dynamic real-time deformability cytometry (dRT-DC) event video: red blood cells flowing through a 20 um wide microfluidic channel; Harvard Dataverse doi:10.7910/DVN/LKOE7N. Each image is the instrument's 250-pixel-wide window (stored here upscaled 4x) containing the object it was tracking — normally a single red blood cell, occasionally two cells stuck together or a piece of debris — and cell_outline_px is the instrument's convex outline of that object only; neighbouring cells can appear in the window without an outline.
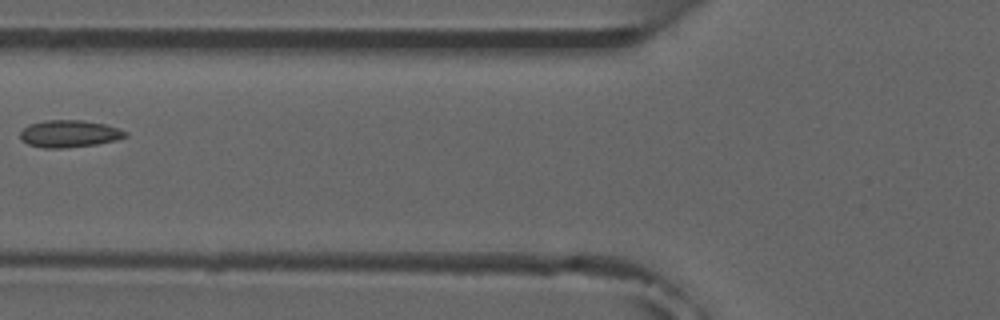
{"species": "common noctule bat (a hibernating species)", "species_latin": "Nyctalus noctula", "temperature_condition": "room temperature", "stored_images_in_passage": 6, "camera_frame_rate_fps": 3000, "um_per_image_px": 0.085, "animal": {"sex": "male", "forearm_length_mm": 52.5}, "frame": {"image": 1, "passage_image": 5, "time_ms": 4.667, "image_size_px": [1000, 320], "cell_outline_px": [[128, 136], [116, 140], [96, 144], [64, 148], [44, 148], [28, 144], [20, 140], [20, 132], [28, 124], [44, 120], [80, 120], [104, 124], [120, 128], [128, 132]], "centroid_in_image_um": [5.89, 11.36], "position_along_channel_um": 119.9, "area_um2": 16.76}}
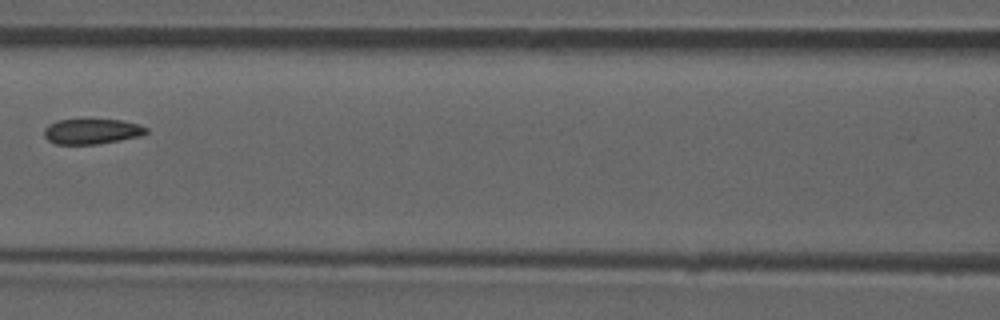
{"frame": {"image": 2, "passage_image": 6, "time_ms": 5.667, "image_size_px": [1000, 320], "cell_outline_px": [[148, 132], [140, 136], [120, 140], [96, 144], [56, 144], [48, 140], [44, 136], [44, 128], [48, 124], [56, 120], [120, 120], [140, 124], [148, 128]], "centroid_in_image_um": [7.8, 11.17], "position_along_channel_um": 158.8, "area_um2": 15.03}}